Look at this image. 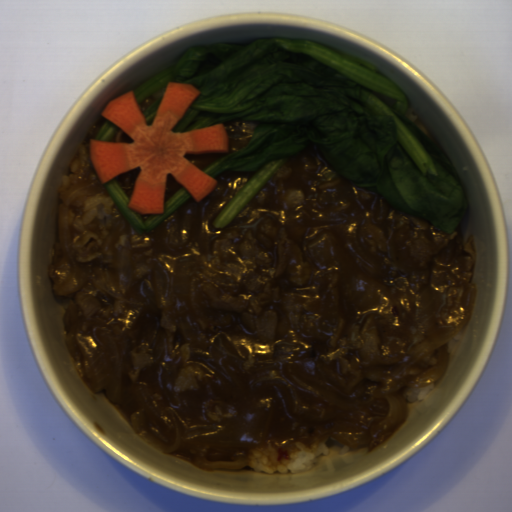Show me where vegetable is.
Masks as SVG:
<instances>
[{"label":"vegetable","instance_id":"add77e79","mask_svg":"<svg viewBox=\"0 0 512 512\" xmlns=\"http://www.w3.org/2000/svg\"><path fill=\"white\" fill-rule=\"evenodd\" d=\"M168 82L198 96L174 126L182 132L256 122L240 149L203 169L256 172L211 222L227 226L295 153L313 148L342 179L445 233L468 210L450 160L407 115L399 85L370 61L309 40L261 37L194 46L132 93L152 125Z\"/></svg>","mask_w":512,"mask_h":512},{"label":"vegetable","instance_id":"ea0f7189","mask_svg":"<svg viewBox=\"0 0 512 512\" xmlns=\"http://www.w3.org/2000/svg\"><path fill=\"white\" fill-rule=\"evenodd\" d=\"M103 185L133 230L143 233L156 227L192 197L183 187L163 204L162 214L154 213L145 222H142L137 211L129 208L130 201L116 179L113 178Z\"/></svg>","mask_w":512,"mask_h":512},{"label":"vegetable","instance_id":"f7b5029e","mask_svg":"<svg viewBox=\"0 0 512 512\" xmlns=\"http://www.w3.org/2000/svg\"><path fill=\"white\" fill-rule=\"evenodd\" d=\"M118 125L109 119L100 127L94 140L111 141L112 137L118 129Z\"/></svg>","mask_w":512,"mask_h":512}]
</instances>
